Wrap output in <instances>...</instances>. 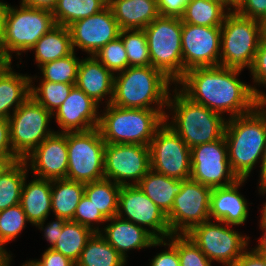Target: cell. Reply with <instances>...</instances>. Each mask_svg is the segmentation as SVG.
Listing matches in <instances>:
<instances>
[{
	"label": "cell",
	"mask_w": 266,
	"mask_h": 266,
	"mask_svg": "<svg viewBox=\"0 0 266 266\" xmlns=\"http://www.w3.org/2000/svg\"><path fill=\"white\" fill-rule=\"evenodd\" d=\"M181 44L183 76L193 68L220 65L221 27L182 23Z\"/></svg>",
	"instance_id": "obj_16"
},
{
	"label": "cell",
	"mask_w": 266,
	"mask_h": 266,
	"mask_svg": "<svg viewBox=\"0 0 266 266\" xmlns=\"http://www.w3.org/2000/svg\"><path fill=\"white\" fill-rule=\"evenodd\" d=\"M108 6V0H57L52 10L54 21L68 27L73 22L97 14Z\"/></svg>",
	"instance_id": "obj_34"
},
{
	"label": "cell",
	"mask_w": 266,
	"mask_h": 266,
	"mask_svg": "<svg viewBox=\"0 0 266 266\" xmlns=\"http://www.w3.org/2000/svg\"><path fill=\"white\" fill-rule=\"evenodd\" d=\"M41 266H75L76 263L61 253L48 248L42 255V259L37 261Z\"/></svg>",
	"instance_id": "obj_48"
},
{
	"label": "cell",
	"mask_w": 266,
	"mask_h": 266,
	"mask_svg": "<svg viewBox=\"0 0 266 266\" xmlns=\"http://www.w3.org/2000/svg\"><path fill=\"white\" fill-rule=\"evenodd\" d=\"M190 179L211 188L226 187L239 180L230 167L224 136L191 148Z\"/></svg>",
	"instance_id": "obj_14"
},
{
	"label": "cell",
	"mask_w": 266,
	"mask_h": 266,
	"mask_svg": "<svg viewBox=\"0 0 266 266\" xmlns=\"http://www.w3.org/2000/svg\"><path fill=\"white\" fill-rule=\"evenodd\" d=\"M2 255L0 254V266H2Z\"/></svg>",
	"instance_id": "obj_62"
},
{
	"label": "cell",
	"mask_w": 266,
	"mask_h": 266,
	"mask_svg": "<svg viewBox=\"0 0 266 266\" xmlns=\"http://www.w3.org/2000/svg\"><path fill=\"white\" fill-rule=\"evenodd\" d=\"M265 105L261 102L250 113L230 117L226 122L224 138L228 159L238 179H247L257 160L263 156L266 143Z\"/></svg>",
	"instance_id": "obj_2"
},
{
	"label": "cell",
	"mask_w": 266,
	"mask_h": 266,
	"mask_svg": "<svg viewBox=\"0 0 266 266\" xmlns=\"http://www.w3.org/2000/svg\"><path fill=\"white\" fill-rule=\"evenodd\" d=\"M106 107L97 128L109 144L149 146L156 130L168 120L163 110L122 108L111 103Z\"/></svg>",
	"instance_id": "obj_3"
},
{
	"label": "cell",
	"mask_w": 266,
	"mask_h": 266,
	"mask_svg": "<svg viewBox=\"0 0 266 266\" xmlns=\"http://www.w3.org/2000/svg\"><path fill=\"white\" fill-rule=\"evenodd\" d=\"M107 221L111 224L104 228L105 240L124 258L130 249H142L163 244V239H157L150 230L133 222L114 216Z\"/></svg>",
	"instance_id": "obj_21"
},
{
	"label": "cell",
	"mask_w": 266,
	"mask_h": 266,
	"mask_svg": "<svg viewBox=\"0 0 266 266\" xmlns=\"http://www.w3.org/2000/svg\"><path fill=\"white\" fill-rule=\"evenodd\" d=\"M261 183H266V143L264 146L263 156L261 158Z\"/></svg>",
	"instance_id": "obj_53"
},
{
	"label": "cell",
	"mask_w": 266,
	"mask_h": 266,
	"mask_svg": "<svg viewBox=\"0 0 266 266\" xmlns=\"http://www.w3.org/2000/svg\"><path fill=\"white\" fill-rule=\"evenodd\" d=\"M212 188L191 179L183 180L171 211L166 215L171 234H186L192 227L210 220Z\"/></svg>",
	"instance_id": "obj_13"
},
{
	"label": "cell",
	"mask_w": 266,
	"mask_h": 266,
	"mask_svg": "<svg viewBox=\"0 0 266 266\" xmlns=\"http://www.w3.org/2000/svg\"><path fill=\"white\" fill-rule=\"evenodd\" d=\"M121 185L103 178L85 183L84 194L108 220L117 215Z\"/></svg>",
	"instance_id": "obj_32"
},
{
	"label": "cell",
	"mask_w": 266,
	"mask_h": 266,
	"mask_svg": "<svg viewBox=\"0 0 266 266\" xmlns=\"http://www.w3.org/2000/svg\"><path fill=\"white\" fill-rule=\"evenodd\" d=\"M106 142L98 128L67 132L68 170L66 179L88 183L105 178Z\"/></svg>",
	"instance_id": "obj_9"
},
{
	"label": "cell",
	"mask_w": 266,
	"mask_h": 266,
	"mask_svg": "<svg viewBox=\"0 0 266 266\" xmlns=\"http://www.w3.org/2000/svg\"><path fill=\"white\" fill-rule=\"evenodd\" d=\"M122 210L128 216L125 220L139 226H149L157 239H167L171 235L166 215L137 185L121 186L117 212L120 218L123 217Z\"/></svg>",
	"instance_id": "obj_17"
},
{
	"label": "cell",
	"mask_w": 266,
	"mask_h": 266,
	"mask_svg": "<svg viewBox=\"0 0 266 266\" xmlns=\"http://www.w3.org/2000/svg\"><path fill=\"white\" fill-rule=\"evenodd\" d=\"M119 37L127 52L128 67L151 66L149 47L143 29L121 30Z\"/></svg>",
	"instance_id": "obj_36"
},
{
	"label": "cell",
	"mask_w": 266,
	"mask_h": 266,
	"mask_svg": "<svg viewBox=\"0 0 266 266\" xmlns=\"http://www.w3.org/2000/svg\"><path fill=\"white\" fill-rule=\"evenodd\" d=\"M26 167L27 161L20 159L10 163L0 174V211L20 203Z\"/></svg>",
	"instance_id": "obj_33"
},
{
	"label": "cell",
	"mask_w": 266,
	"mask_h": 266,
	"mask_svg": "<svg viewBox=\"0 0 266 266\" xmlns=\"http://www.w3.org/2000/svg\"><path fill=\"white\" fill-rule=\"evenodd\" d=\"M167 106L174 109V124H168L191 149L215 142L224 136L226 122L221 114L191 101L181 91L168 97ZM224 119V120H223Z\"/></svg>",
	"instance_id": "obj_5"
},
{
	"label": "cell",
	"mask_w": 266,
	"mask_h": 266,
	"mask_svg": "<svg viewBox=\"0 0 266 266\" xmlns=\"http://www.w3.org/2000/svg\"><path fill=\"white\" fill-rule=\"evenodd\" d=\"M73 222L79 223L92 229L94 232H101L98 227L93 229L91 223L94 222H107V219L100 213V211L93 205V203L84 194L79 204L75 209Z\"/></svg>",
	"instance_id": "obj_42"
},
{
	"label": "cell",
	"mask_w": 266,
	"mask_h": 266,
	"mask_svg": "<svg viewBox=\"0 0 266 266\" xmlns=\"http://www.w3.org/2000/svg\"><path fill=\"white\" fill-rule=\"evenodd\" d=\"M98 104L74 86L69 96L53 114L62 132L88 131L98 127Z\"/></svg>",
	"instance_id": "obj_20"
},
{
	"label": "cell",
	"mask_w": 266,
	"mask_h": 266,
	"mask_svg": "<svg viewBox=\"0 0 266 266\" xmlns=\"http://www.w3.org/2000/svg\"><path fill=\"white\" fill-rule=\"evenodd\" d=\"M32 49H35V58L39 67L70 55L73 48L68 27L56 24L36 42Z\"/></svg>",
	"instance_id": "obj_28"
},
{
	"label": "cell",
	"mask_w": 266,
	"mask_h": 266,
	"mask_svg": "<svg viewBox=\"0 0 266 266\" xmlns=\"http://www.w3.org/2000/svg\"><path fill=\"white\" fill-rule=\"evenodd\" d=\"M20 158H4L0 157V174L8 167L12 162L18 161Z\"/></svg>",
	"instance_id": "obj_55"
},
{
	"label": "cell",
	"mask_w": 266,
	"mask_h": 266,
	"mask_svg": "<svg viewBox=\"0 0 266 266\" xmlns=\"http://www.w3.org/2000/svg\"><path fill=\"white\" fill-rule=\"evenodd\" d=\"M233 11L246 18L262 21L266 17V0H241Z\"/></svg>",
	"instance_id": "obj_43"
},
{
	"label": "cell",
	"mask_w": 266,
	"mask_h": 266,
	"mask_svg": "<svg viewBox=\"0 0 266 266\" xmlns=\"http://www.w3.org/2000/svg\"><path fill=\"white\" fill-rule=\"evenodd\" d=\"M239 69L225 66L197 67L185 72L177 82L191 101L219 114L230 112L231 118L253 111L266 103V96L255 87L238 80Z\"/></svg>",
	"instance_id": "obj_1"
},
{
	"label": "cell",
	"mask_w": 266,
	"mask_h": 266,
	"mask_svg": "<svg viewBox=\"0 0 266 266\" xmlns=\"http://www.w3.org/2000/svg\"><path fill=\"white\" fill-rule=\"evenodd\" d=\"M168 79L153 66L128 67L114 76L111 104L122 108L163 110L169 96ZM156 103L158 108L150 106Z\"/></svg>",
	"instance_id": "obj_4"
},
{
	"label": "cell",
	"mask_w": 266,
	"mask_h": 266,
	"mask_svg": "<svg viewBox=\"0 0 266 266\" xmlns=\"http://www.w3.org/2000/svg\"><path fill=\"white\" fill-rule=\"evenodd\" d=\"M57 184V185H56ZM85 183L69 179L52 180V210L56 217L72 220L75 209L84 195Z\"/></svg>",
	"instance_id": "obj_29"
},
{
	"label": "cell",
	"mask_w": 266,
	"mask_h": 266,
	"mask_svg": "<svg viewBox=\"0 0 266 266\" xmlns=\"http://www.w3.org/2000/svg\"><path fill=\"white\" fill-rule=\"evenodd\" d=\"M226 7L230 5V8H228L227 10H231V5L233 6V8L237 7L238 4L240 3L241 0H220Z\"/></svg>",
	"instance_id": "obj_57"
},
{
	"label": "cell",
	"mask_w": 266,
	"mask_h": 266,
	"mask_svg": "<svg viewBox=\"0 0 266 266\" xmlns=\"http://www.w3.org/2000/svg\"><path fill=\"white\" fill-rule=\"evenodd\" d=\"M121 30L144 29L160 16L157 0H108Z\"/></svg>",
	"instance_id": "obj_24"
},
{
	"label": "cell",
	"mask_w": 266,
	"mask_h": 266,
	"mask_svg": "<svg viewBox=\"0 0 266 266\" xmlns=\"http://www.w3.org/2000/svg\"><path fill=\"white\" fill-rule=\"evenodd\" d=\"M149 150L152 170L179 180L190 179L191 149L167 122L156 130Z\"/></svg>",
	"instance_id": "obj_11"
},
{
	"label": "cell",
	"mask_w": 266,
	"mask_h": 266,
	"mask_svg": "<svg viewBox=\"0 0 266 266\" xmlns=\"http://www.w3.org/2000/svg\"><path fill=\"white\" fill-rule=\"evenodd\" d=\"M8 59L3 55V52L0 48V71L9 64Z\"/></svg>",
	"instance_id": "obj_58"
},
{
	"label": "cell",
	"mask_w": 266,
	"mask_h": 266,
	"mask_svg": "<svg viewBox=\"0 0 266 266\" xmlns=\"http://www.w3.org/2000/svg\"><path fill=\"white\" fill-rule=\"evenodd\" d=\"M261 228L265 230L263 237L259 240L260 244L257 247H266V225H261Z\"/></svg>",
	"instance_id": "obj_59"
},
{
	"label": "cell",
	"mask_w": 266,
	"mask_h": 266,
	"mask_svg": "<svg viewBox=\"0 0 266 266\" xmlns=\"http://www.w3.org/2000/svg\"><path fill=\"white\" fill-rule=\"evenodd\" d=\"M150 169L149 146L106 143L104 153L106 179H112L121 186L130 185L126 180L133 179V185H137Z\"/></svg>",
	"instance_id": "obj_15"
},
{
	"label": "cell",
	"mask_w": 266,
	"mask_h": 266,
	"mask_svg": "<svg viewBox=\"0 0 266 266\" xmlns=\"http://www.w3.org/2000/svg\"><path fill=\"white\" fill-rule=\"evenodd\" d=\"M189 0H157L160 16L181 17Z\"/></svg>",
	"instance_id": "obj_45"
},
{
	"label": "cell",
	"mask_w": 266,
	"mask_h": 266,
	"mask_svg": "<svg viewBox=\"0 0 266 266\" xmlns=\"http://www.w3.org/2000/svg\"><path fill=\"white\" fill-rule=\"evenodd\" d=\"M56 25L50 10L30 8L21 4L19 10L8 7L5 32L1 44L3 55L11 63V52L31 50L36 42Z\"/></svg>",
	"instance_id": "obj_8"
},
{
	"label": "cell",
	"mask_w": 266,
	"mask_h": 266,
	"mask_svg": "<svg viewBox=\"0 0 266 266\" xmlns=\"http://www.w3.org/2000/svg\"><path fill=\"white\" fill-rule=\"evenodd\" d=\"M94 57L113 74L128 68L127 52L120 37L103 46Z\"/></svg>",
	"instance_id": "obj_41"
},
{
	"label": "cell",
	"mask_w": 266,
	"mask_h": 266,
	"mask_svg": "<svg viewBox=\"0 0 266 266\" xmlns=\"http://www.w3.org/2000/svg\"><path fill=\"white\" fill-rule=\"evenodd\" d=\"M10 258H11L10 254L4 255L2 257V266H9ZM22 266H41V265L37 262V260L36 261L32 260L25 263Z\"/></svg>",
	"instance_id": "obj_54"
},
{
	"label": "cell",
	"mask_w": 266,
	"mask_h": 266,
	"mask_svg": "<svg viewBox=\"0 0 266 266\" xmlns=\"http://www.w3.org/2000/svg\"><path fill=\"white\" fill-rule=\"evenodd\" d=\"M66 221L64 218L57 217L55 222L49 223L46 229H44L46 240L51 244L49 248H52L57 243L58 236L61 235Z\"/></svg>",
	"instance_id": "obj_50"
},
{
	"label": "cell",
	"mask_w": 266,
	"mask_h": 266,
	"mask_svg": "<svg viewBox=\"0 0 266 266\" xmlns=\"http://www.w3.org/2000/svg\"><path fill=\"white\" fill-rule=\"evenodd\" d=\"M256 250L264 257L266 261V247H257Z\"/></svg>",
	"instance_id": "obj_61"
},
{
	"label": "cell",
	"mask_w": 266,
	"mask_h": 266,
	"mask_svg": "<svg viewBox=\"0 0 266 266\" xmlns=\"http://www.w3.org/2000/svg\"><path fill=\"white\" fill-rule=\"evenodd\" d=\"M168 238L177 248L180 266H211V261L185 234H171Z\"/></svg>",
	"instance_id": "obj_40"
},
{
	"label": "cell",
	"mask_w": 266,
	"mask_h": 266,
	"mask_svg": "<svg viewBox=\"0 0 266 266\" xmlns=\"http://www.w3.org/2000/svg\"><path fill=\"white\" fill-rule=\"evenodd\" d=\"M261 27L263 39H266V17L261 21Z\"/></svg>",
	"instance_id": "obj_60"
},
{
	"label": "cell",
	"mask_w": 266,
	"mask_h": 266,
	"mask_svg": "<svg viewBox=\"0 0 266 266\" xmlns=\"http://www.w3.org/2000/svg\"><path fill=\"white\" fill-rule=\"evenodd\" d=\"M35 179L27 185L24 181L19 204L23 208L27 220L44 229L43 224L52 209V180Z\"/></svg>",
	"instance_id": "obj_25"
},
{
	"label": "cell",
	"mask_w": 266,
	"mask_h": 266,
	"mask_svg": "<svg viewBox=\"0 0 266 266\" xmlns=\"http://www.w3.org/2000/svg\"><path fill=\"white\" fill-rule=\"evenodd\" d=\"M74 86L75 84L41 81L37 88L31 85L30 96L53 115L54 110H58Z\"/></svg>",
	"instance_id": "obj_37"
},
{
	"label": "cell",
	"mask_w": 266,
	"mask_h": 266,
	"mask_svg": "<svg viewBox=\"0 0 266 266\" xmlns=\"http://www.w3.org/2000/svg\"><path fill=\"white\" fill-rule=\"evenodd\" d=\"M233 266H266L264 257L254 249L251 252L244 251Z\"/></svg>",
	"instance_id": "obj_49"
},
{
	"label": "cell",
	"mask_w": 266,
	"mask_h": 266,
	"mask_svg": "<svg viewBox=\"0 0 266 266\" xmlns=\"http://www.w3.org/2000/svg\"><path fill=\"white\" fill-rule=\"evenodd\" d=\"M71 44L94 56L103 46L120 36L121 28L109 6L97 14L73 22L68 26Z\"/></svg>",
	"instance_id": "obj_18"
},
{
	"label": "cell",
	"mask_w": 266,
	"mask_h": 266,
	"mask_svg": "<svg viewBox=\"0 0 266 266\" xmlns=\"http://www.w3.org/2000/svg\"><path fill=\"white\" fill-rule=\"evenodd\" d=\"M151 66L160 70L171 82L183 77L182 20L159 16L144 29Z\"/></svg>",
	"instance_id": "obj_6"
},
{
	"label": "cell",
	"mask_w": 266,
	"mask_h": 266,
	"mask_svg": "<svg viewBox=\"0 0 266 266\" xmlns=\"http://www.w3.org/2000/svg\"><path fill=\"white\" fill-rule=\"evenodd\" d=\"M94 232L86 243L76 266H124V259L102 236Z\"/></svg>",
	"instance_id": "obj_31"
},
{
	"label": "cell",
	"mask_w": 266,
	"mask_h": 266,
	"mask_svg": "<svg viewBox=\"0 0 266 266\" xmlns=\"http://www.w3.org/2000/svg\"><path fill=\"white\" fill-rule=\"evenodd\" d=\"M226 6L220 0H189L185 6L182 23L205 27H221Z\"/></svg>",
	"instance_id": "obj_30"
},
{
	"label": "cell",
	"mask_w": 266,
	"mask_h": 266,
	"mask_svg": "<svg viewBox=\"0 0 266 266\" xmlns=\"http://www.w3.org/2000/svg\"><path fill=\"white\" fill-rule=\"evenodd\" d=\"M250 71L254 82L266 85V39L262 38Z\"/></svg>",
	"instance_id": "obj_44"
},
{
	"label": "cell",
	"mask_w": 266,
	"mask_h": 266,
	"mask_svg": "<svg viewBox=\"0 0 266 266\" xmlns=\"http://www.w3.org/2000/svg\"><path fill=\"white\" fill-rule=\"evenodd\" d=\"M9 117L10 142L13 152L24 159L43 140L52 135L47 131L52 114L31 96Z\"/></svg>",
	"instance_id": "obj_10"
},
{
	"label": "cell",
	"mask_w": 266,
	"mask_h": 266,
	"mask_svg": "<svg viewBox=\"0 0 266 266\" xmlns=\"http://www.w3.org/2000/svg\"><path fill=\"white\" fill-rule=\"evenodd\" d=\"M57 0H22L21 4L30 8L46 9L52 11Z\"/></svg>",
	"instance_id": "obj_51"
},
{
	"label": "cell",
	"mask_w": 266,
	"mask_h": 266,
	"mask_svg": "<svg viewBox=\"0 0 266 266\" xmlns=\"http://www.w3.org/2000/svg\"><path fill=\"white\" fill-rule=\"evenodd\" d=\"M229 12L221 26L220 66L251 69L263 38L261 21Z\"/></svg>",
	"instance_id": "obj_7"
},
{
	"label": "cell",
	"mask_w": 266,
	"mask_h": 266,
	"mask_svg": "<svg viewBox=\"0 0 266 266\" xmlns=\"http://www.w3.org/2000/svg\"><path fill=\"white\" fill-rule=\"evenodd\" d=\"M245 181L239 179L226 187L212 188L210 194V219L228 225L243 224L248 217L247 202L238 192V187Z\"/></svg>",
	"instance_id": "obj_22"
},
{
	"label": "cell",
	"mask_w": 266,
	"mask_h": 266,
	"mask_svg": "<svg viewBox=\"0 0 266 266\" xmlns=\"http://www.w3.org/2000/svg\"><path fill=\"white\" fill-rule=\"evenodd\" d=\"M169 242L168 244L163 240L162 245H169V250L156 255L154 259H152L151 266H180L177 248L171 241Z\"/></svg>",
	"instance_id": "obj_47"
},
{
	"label": "cell",
	"mask_w": 266,
	"mask_h": 266,
	"mask_svg": "<svg viewBox=\"0 0 266 266\" xmlns=\"http://www.w3.org/2000/svg\"><path fill=\"white\" fill-rule=\"evenodd\" d=\"M39 179H65L68 170L67 132H54L43 140L24 160Z\"/></svg>",
	"instance_id": "obj_19"
},
{
	"label": "cell",
	"mask_w": 266,
	"mask_h": 266,
	"mask_svg": "<svg viewBox=\"0 0 266 266\" xmlns=\"http://www.w3.org/2000/svg\"><path fill=\"white\" fill-rule=\"evenodd\" d=\"M221 225V226H220ZM212 262L216 260L226 266H233L245 251L249 237H243L236 231L206 221L195 225L185 234Z\"/></svg>",
	"instance_id": "obj_12"
},
{
	"label": "cell",
	"mask_w": 266,
	"mask_h": 266,
	"mask_svg": "<svg viewBox=\"0 0 266 266\" xmlns=\"http://www.w3.org/2000/svg\"><path fill=\"white\" fill-rule=\"evenodd\" d=\"M260 193L264 194L266 193V183L260 182ZM261 225H266V203L262 210V218H261Z\"/></svg>",
	"instance_id": "obj_56"
},
{
	"label": "cell",
	"mask_w": 266,
	"mask_h": 266,
	"mask_svg": "<svg viewBox=\"0 0 266 266\" xmlns=\"http://www.w3.org/2000/svg\"><path fill=\"white\" fill-rule=\"evenodd\" d=\"M79 63L74 51L66 57L47 62L40 66L44 76L42 81L75 84Z\"/></svg>",
	"instance_id": "obj_38"
},
{
	"label": "cell",
	"mask_w": 266,
	"mask_h": 266,
	"mask_svg": "<svg viewBox=\"0 0 266 266\" xmlns=\"http://www.w3.org/2000/svg\"><path fill=\"white\" fill-rule=\"evenodd\" d=\"M11 63L0 71V117L9 119V110L15 105V111L29 97L31 88V77L14 73L10 67Z\"/></svg>",
	"instance_id": "obj_27"
},
{
	"label": "cell",
	"mask_w": 266,
	"mask_h": 266,
	"mask_svg": "<svg viewBox=\"0 0 266 266\" xmlns=\"http://www.w3.org/2000/svg\"><path fill=\"white\" fill-rule=\"evenodd\" d=\"M137 186L167 215L173 207L174 198L181 192L183 180L150 169Z\"/></svg>",
	"instance_id": "obj_26"
},
{
	"label": "cell",
	"mask_w": 266,
	"mask_h": 266,
	"mask_svg": "<svg viewBox=\"0 0 266 266\" xmlns=\"http://www.w3.org/2000/svg\"><path fill=\"white\" fill-rule=\"evenodd\" d=\"M0 157L19 158L11 146L8 119L3 117H0Z\"/></svg>",
	"instance_id": "obj_46"
},
{
	"label": "cell",
	"mask_w": 266,
	"mask_h": 266,
	"mask_svg": "<svg viewBox=\"0 0 266 266\" xmlns=\"http://www.w3.org/2000/svg\"><path fill=\"white\" fill-rule=\"evenodd\" d=\"M8 7L9 4L7 5L6 3L0 2V48L5 32V22H6Z\"/></svg>",
	"instance_id": "obj_52"
},
{
	"label": "cell",
	"mask_w": 266,
	"mask_h": 266,
	"mask_svg": "<svg viewBox=\"0 0 266 266\" xmlns=\"http://www.w3.org/2000/svg\"><path fill=\"white\" fill-rule=\"evenodd\" d=\"M114 75L94 56L81 60L75 86L91 97L97 104L110 94L107 104L113 97Z\"/></svg>",
	"instance_id": "obj_23"
},
{
	"label": "cell",
	"mask_w": 266,
	"mask_h": 266,
	"mask_svg": "<svg viewBox=\"0 0 266 266\" xmlns=\"http://www.w3.org/2000/svg\"><path fill=\"white\" fill-rule=\"evenodd\" d=\"M93 233L92 229L68 220L63 226L61 235L58 236L57 243L51 249L76 263Z\"/></svg>",
	"instance_id": "obj_35"
},
{
	"label": "cell",
	"mask_w": 266,
	"mask_h": 266,
	"mask_svg": "<svg viewBox=\"0 0 266 266\" xmlns=\"http://www.w3.org/2000/svg\"><path fill=\"white\" fill-rule=\"evenodd\" d=\"M28 221L20 204L0 211V254L7 255L3 245L13 240L25 227Z\"/></svg>",
	"instance_id": "obj_39"
}]
</instances>
